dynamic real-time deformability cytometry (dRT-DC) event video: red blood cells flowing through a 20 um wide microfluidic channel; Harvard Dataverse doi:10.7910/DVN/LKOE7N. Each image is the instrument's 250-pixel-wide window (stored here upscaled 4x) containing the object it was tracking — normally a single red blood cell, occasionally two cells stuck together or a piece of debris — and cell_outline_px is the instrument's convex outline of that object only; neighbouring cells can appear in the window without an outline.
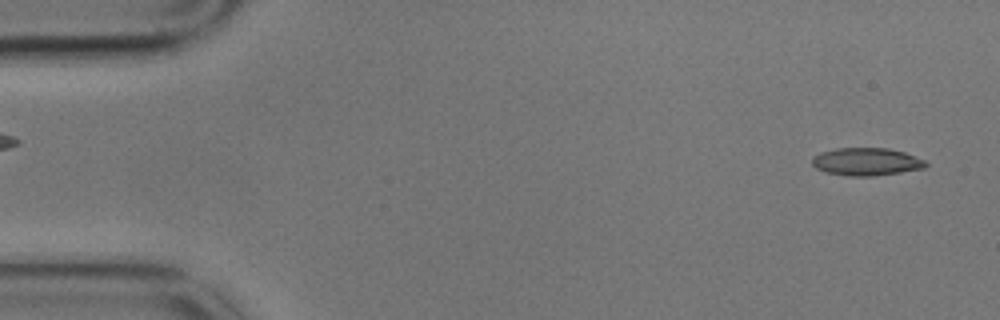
{"species": "common noctule bat (a hibernating species)", "species_latin": "Nyctalus noctula", "temperature_condition": "cold", "stored_images_in_passage": 5, "segment_of_instrument_passage": [2, 2], "camera_frame_rate_fps": 3000, "um_per_image_px": 0.085, "animal": {"sex": "male", "body_mass_g": 17.9}, "frame": {"image": 1, "passage_image": 5, "time_ms": 1.333, "image_size_px": [1000, 320], "cell_outline_px": [[928, 164], [924, 168], [900, 172], [872, 176], [848, 176], [824, 172], [816, 168], [812, 164], [812, 156], [820, 152], [836, 148], [888, 148], [904, 152], [924, 160]], "centroid_in_image_um": [73.6, 13.74], "position_along_channel_um": 11.4, "area_um2": 18.38}}